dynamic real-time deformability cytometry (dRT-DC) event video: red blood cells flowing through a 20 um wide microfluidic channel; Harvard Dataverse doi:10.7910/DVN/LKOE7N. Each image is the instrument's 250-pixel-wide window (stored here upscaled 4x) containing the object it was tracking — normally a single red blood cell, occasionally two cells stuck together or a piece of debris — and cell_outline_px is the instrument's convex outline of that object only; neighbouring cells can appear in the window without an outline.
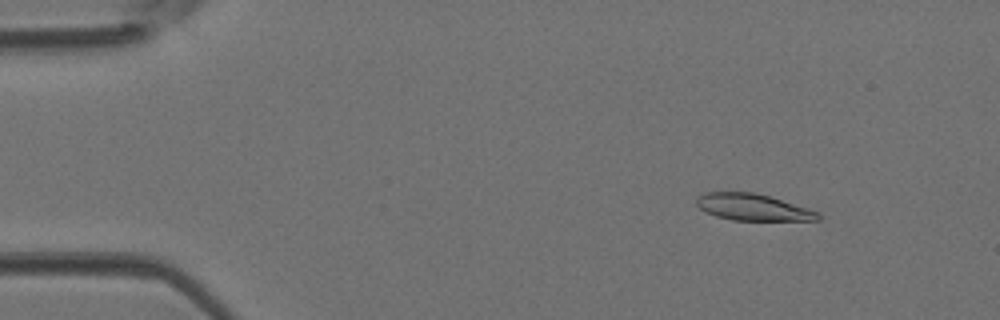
{"species": "Egyptian fruit bat (a non-hibernating species)", "species_latin": "Rousettus aegyptiacus", "temperature_condition": "room temperature", "stored_images_in_passage": 45, "camera_frame_rate_fps": 3000, "um_per_image_px": 0.085, "animal": {"sex": "female"}, "frame": {"image": 1, "passage_image": 6, "time_ms": 1.667, "image_size_px": [1000, 320], "cell_outline_px": [[820, 220], [732, 220], [716, 216], [700, 208], [696, 204], [696, 196], [704, 192], [752, 192], [768, 196], [808, 208], [816, 212], [820, 216]], "centroid_in_image_um": [63.94, 17.61], "position_along_channel_um": 21.1, "area_um2": 18.61}}
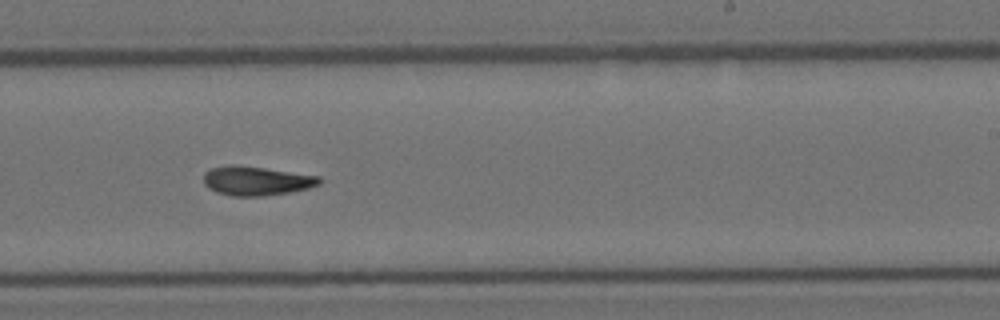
{"frame": {"image": 2, "passage_image": 28, "time_ms": 9.0, "image_size_px": [1000, 320], "cell_outline_px": [[320, 184], [308, 188], [288, 192], [264, 196], [232, 196], [216, 192], [208, 188], [204, 184], [204, 172], [212, 168], [236, 164], [320, 176]], "centroid_in_image_um": [21.76, 15.37], "position_along_channel_um": 267.2, "area_um2": 19.54}}
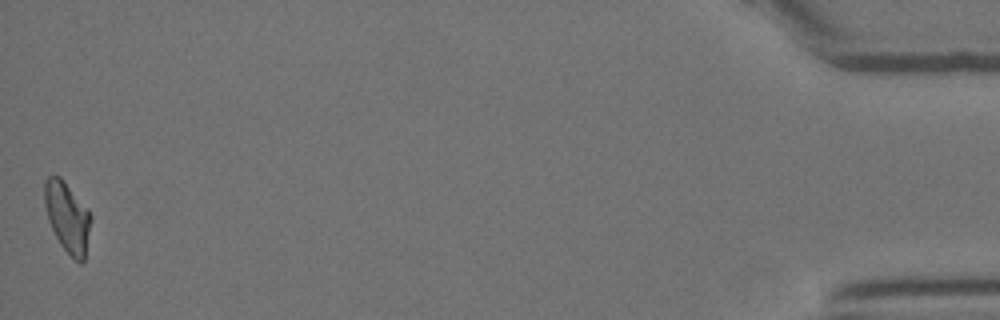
{"frame": {"image": 3, "passage_image": 45, "time_ms": 14.667, "image_size_px": [1000, 320], "cell_outline_px": [[92, 216], [84, 260], [80, 264], [60, 244], [48, 220], [44, 204], [44, 180], [48, 176], [60, 176], [88, 208]], "centroid_in_image_um": [5.72, 18.42], "position_along_channel_um": 429.5, "area_um2": 18.9}}